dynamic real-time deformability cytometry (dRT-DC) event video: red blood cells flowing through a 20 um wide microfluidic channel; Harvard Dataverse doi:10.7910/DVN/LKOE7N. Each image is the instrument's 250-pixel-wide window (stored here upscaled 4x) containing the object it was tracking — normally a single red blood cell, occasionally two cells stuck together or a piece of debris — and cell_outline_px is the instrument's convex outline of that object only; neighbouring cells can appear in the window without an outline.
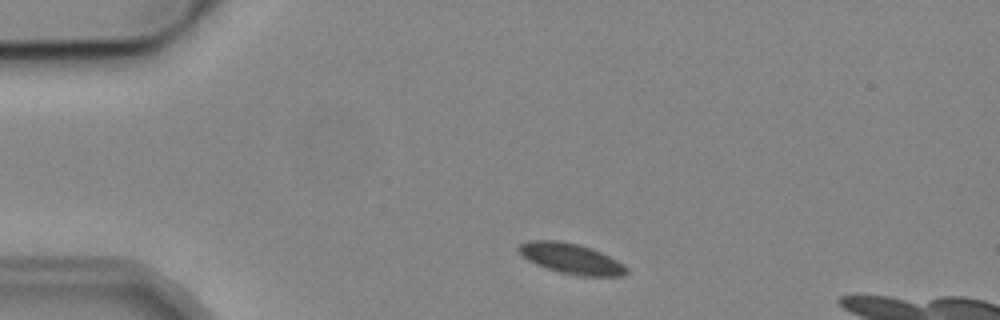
{"species": "common noctule bat (a hibernating species)", "species_latin": "Nyctalus noctula", "temperature_condition": "cold", "stored_images_in_passage": 2, "camera_frame_rate_fps": 3000, "um_per_image_px": 0.085, "animal": {"sex": "male", "body_mass_g": 19.2, "forearm_length_mm": 51.8}, "frame": {"image": 1, "passage_image": 1, "time_ms": 0.0, "image_size_px": [1000, 320], "cell_outline_px": [[628, 272], [624, 276], [580, 276], [560, 272], [536, 264], [528, 260], [516, 248], [520, 244], [528, 240], [556, 240], [576, 244], [592, 248], [616, 260], [628, 268]], "centroid_in_image_um": [48.55, 21.98], "position_along_channel_um": 36.5, "area_um2": 18.9}}